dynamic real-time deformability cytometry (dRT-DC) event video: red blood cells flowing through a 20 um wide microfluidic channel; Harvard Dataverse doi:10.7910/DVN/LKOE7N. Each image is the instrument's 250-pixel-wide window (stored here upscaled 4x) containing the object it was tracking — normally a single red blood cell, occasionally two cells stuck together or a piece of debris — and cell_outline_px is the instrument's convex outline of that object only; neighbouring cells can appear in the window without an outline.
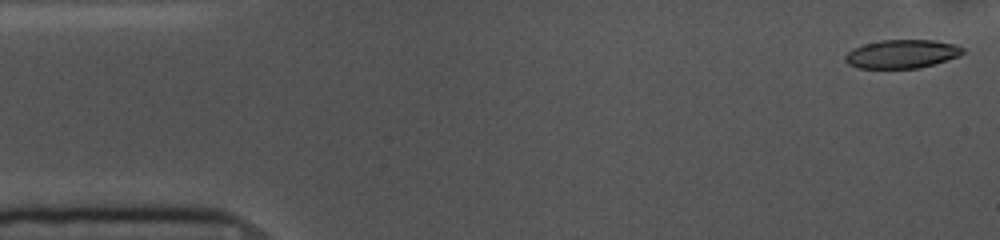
{"species": "common noctule bat (a hibernating species)", "species_latin": "Nyctalus noctula", "temperature_condition": "cold", "stored_images_in_passage": 54, "camera_frame_rate_fps": 3000, "um_per_image_px": 0.085, "animal": {"sex": "female", "body_mass_g": 10.0, "forearm_length_mm": 53.1}, "frame": {"image": 1, "passage_image": 1, "time_ms": 0.0, "image_size_px": [1000, 240], "cell_outline_px": [[964, 52], [960, 56], [920, 68], [860, 68], [848, 64], [844, 60], [844, 56], [852, 48], [864, 44], [880, 40], [932, 40], [956, 44], [964, 48]], "centroid_in_image_um": [76.66, 4.58], "position_along_channel_um": 8.3, "area_um2": 19.65}}
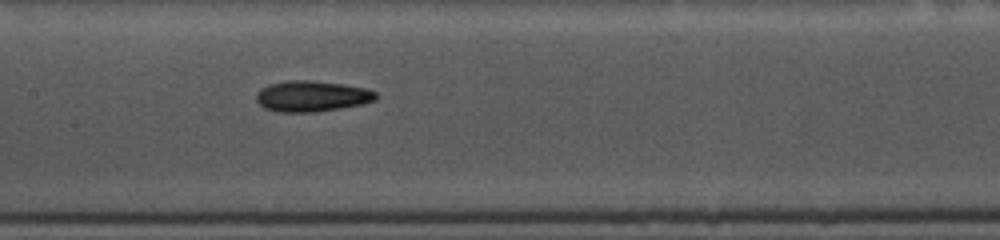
{"frame": {"image": 2, "passage_image": 24, "time_ms": 7.667, "image_size_px": [1000, 240], "cell_outline_px": [[376, 100], [360, 104], [340, 108], [316, 112], [280, 112], [264, 108], [256, 100], [256, 92], [260, 88], [268, 84], [288, 80], [312, 80], [368, 88], [376, 92]], "centroid_in_image_um": [26.47, 8.17], "position_along_channel_um": 180.9, "area_um2": 21.56}}
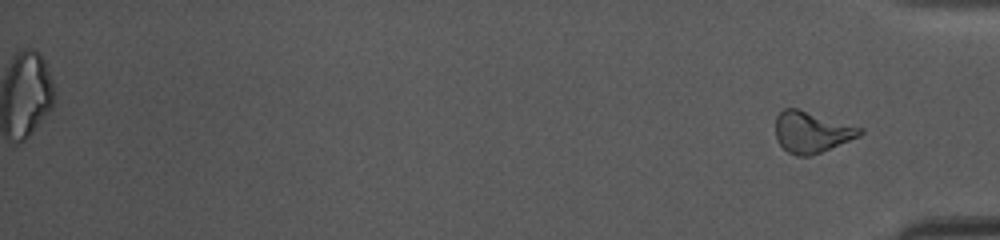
{"frame": {"image": 3, "passage_image": 54, "time_ms": 17.667, "image_size_px": [1000, 240], "cell_outline_px": [[864, 132], [860, 136], [812, 156], [796, 156], [788, 152], [776, 140], [776, 116], [784, 108], [796, 108], [864, 128]], "centroid_in_image_um": [69.0, 11.23], "position_along_channel_um": 366.2, "area_um2": 20.29}, "authors_computed_cell_mechanics": {"area_um2": 20.7791, "velocity_mm_per_s": 3.6238, "shape_relaxation_time_tau1_ms": 3.6695, "shape_relaxation_time_tau2_ms": null, "deformation_change_tau1": 0.1213, "deformation_change_tau2": null}}